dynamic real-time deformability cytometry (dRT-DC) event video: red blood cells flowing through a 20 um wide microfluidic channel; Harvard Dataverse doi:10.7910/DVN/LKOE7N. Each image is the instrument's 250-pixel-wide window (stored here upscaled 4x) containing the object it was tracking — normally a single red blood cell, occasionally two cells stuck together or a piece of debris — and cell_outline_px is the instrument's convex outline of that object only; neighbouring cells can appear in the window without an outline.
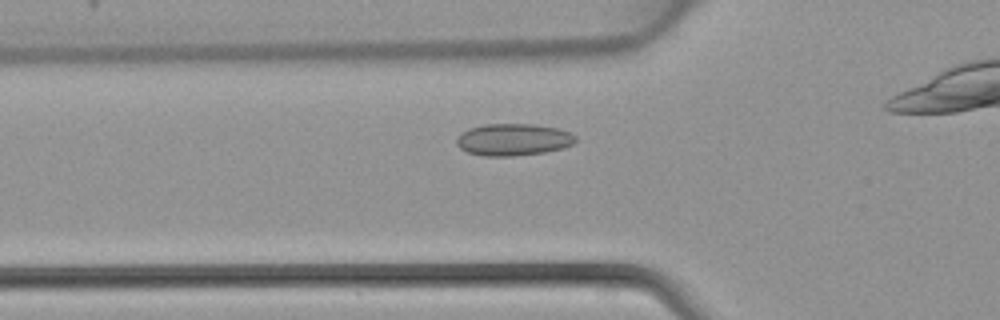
{"species": "common noctule bat (a hibernating species)", "species_latin": "Nyctalus noctula", "temperature_condition": "warm", "stored_images_in_passage": 29, "camera_frame_rate_fps": 3000, "um_per_image_px": 0.085, "animal": {"sex": "female", "body_mass_g": 22.7, "forearm_length_mm": 54.2}, "frame": {"image": 1, "passage_image": 7, "time_ms": 2.0, "image_size_px": [1000, 320], "cell_outline_px": [[576, 140], [572, 144], [564, 148], [544, 152], [512, 156], [480, 156], [468, 152], [460, 148], [456, 144], [456, 136], [460, 132], [468, 128], [484, 124], [532, 124], [556, 128], [568, 132], [576, 136]], "centroid_in_image_um": [43.57, 11.87], "position_along_channel_um": 82.2, "area_um2": 22.31}}
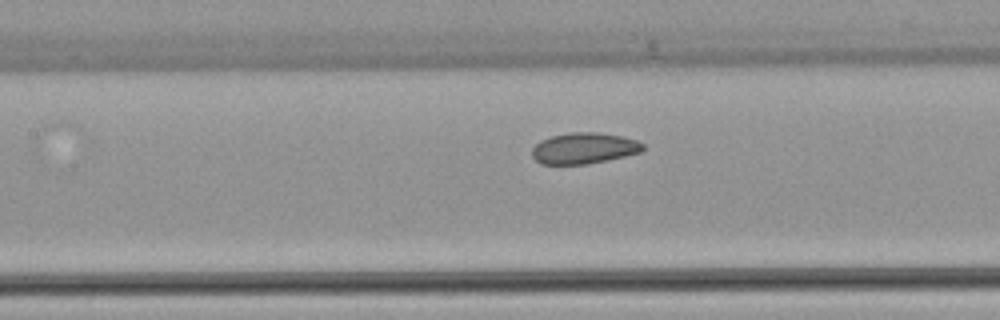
{"frame": {"image": 2, "passage_image": 12, "time_ms": 3.667, "image_size_px": [1000, 320], "cell_outline_px": [[644, 148], [640, 152], [608, 160], [588, 164], [540, 164], [532, 156], [532, 148], [540, 140], [552, 136], [568, 132], [596, 132], [620, 136], [636, 140], [644, 144]], "centroid_in_image_um": [49.61, 12.6], "position_along_channel_um": 157.8, "area_um2": 20.06}}
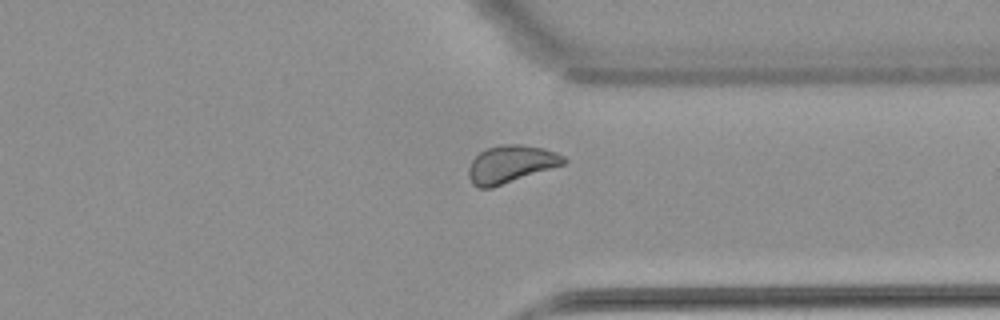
{"frame": {"image": 3, "passage_image": 26, "time_ms": 8.333, "image_size_px": [1000, 320], "cell_outline_px": [[568, 160], [564, 164], [492, 188], [480, 188], [472, 184], [468, 176], [468, 168], [472, 160], [480, 152], [488, 148], [500, 144], [520, 144], [544, 148], [564, 156]], "centroid_in_image_um": [43.4, 13.95], "position_along_channel_um": 368.0, "area_um2": 20.75}}